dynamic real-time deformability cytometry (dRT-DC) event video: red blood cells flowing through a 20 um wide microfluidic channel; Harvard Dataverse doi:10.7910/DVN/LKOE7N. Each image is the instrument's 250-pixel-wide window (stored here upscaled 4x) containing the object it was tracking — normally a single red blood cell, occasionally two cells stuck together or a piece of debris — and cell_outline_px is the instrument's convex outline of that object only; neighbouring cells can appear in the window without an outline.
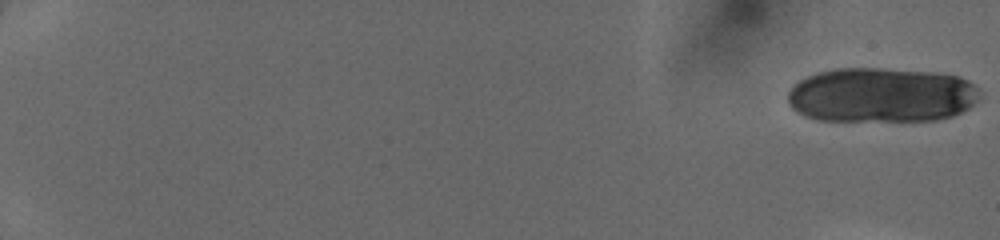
{"species": "human", "species_latin": "Homo sapiens", "temperature_condition": "cold", "stored_images_in_passage": 24, "camera_frame_rate_fps": 3000, "um_per_image_px": 0.085, "donor": {"sex": "female"}, "frame": {"image": 1, "passage_image": 1, "time_ms": 0.0, "image_size_px": [1000, 240], "cell_outline_px": [[980, 96], [968, 108], [952, 116], [936, 120], [816, 120], [804, 116], [796, 112], [788, 104], [788, 92], [792, 84], [816, 72], [836, 68], [880, 68], [936, 72], [960, 76], [976, 84], [980, 88]], "centroid_in_image_um": [74.91, 8.06], "position_along_channel_um": 10.1, "area_um2": 61.85}}
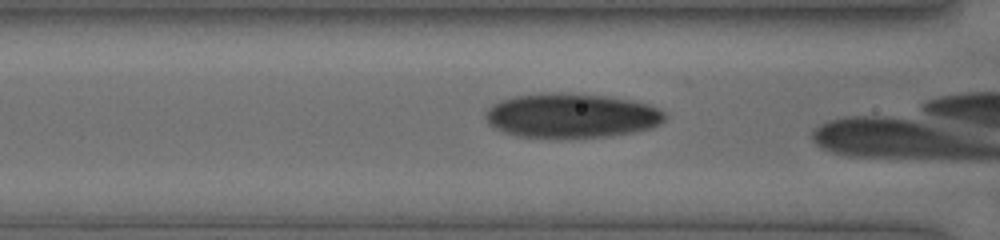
{"frame": {"image": 2, "passage_image": 23, "time_ms": 7.333, "image_size_px": [1000, 240], "cell_outline_px": [[668, 116], [660, 124], [652, 128], [636, 132], [612, 136], [516, 136], [504, 132], [488, 124], [484, 116], [484, 112], [492, 104], [500, 100], [512, 96], [544, 92], [564, 92], [608, 96], [632, 100], [652, 104], [660, 108]], "centroid_in_image_um": [48.6, 9.79], "position_along_channel_um": 118.0, "area_um2": 46.82}}